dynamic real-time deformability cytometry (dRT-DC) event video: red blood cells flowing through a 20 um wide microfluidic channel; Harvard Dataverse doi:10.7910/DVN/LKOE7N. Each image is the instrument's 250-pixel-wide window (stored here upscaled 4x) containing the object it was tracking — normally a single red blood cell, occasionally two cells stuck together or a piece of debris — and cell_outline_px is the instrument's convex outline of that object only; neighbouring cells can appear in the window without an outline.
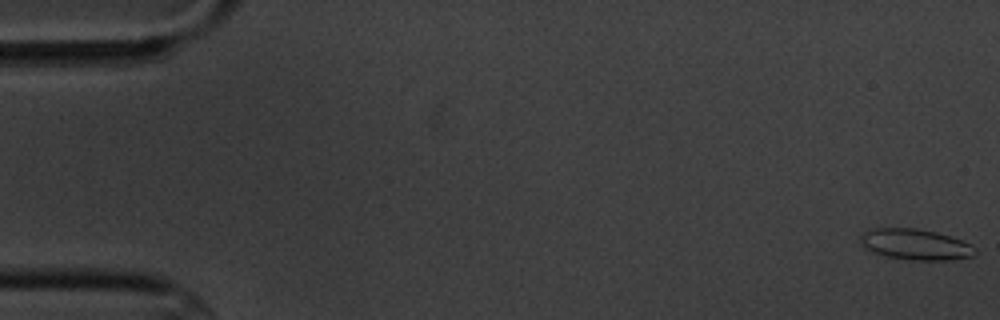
{"species": "common noctule bat (a hibernating species)", "species_latin": "Nyctalus noctula", "temperature_condition": "cold", "stored_images_in_passage": 5, "camera_frame_rate_fps": 3000, "um_per_image_px": 0.085, "animal": {"sex": "male", "body_mass_g": 20.1, "forearm_length_mm": 53.5}, "frame": {"image": 1, "passage_image": 1, "time_ms": 0.0, "image_size_px": [1000, 320], "cell_outline_px": [[976, 252], [972, 256], [952, 260], [912, 260], [888, 256], [868, 252], [860, 244], [860, 236], [864, 232], [876, 228], [916, 228], [936, 232], [972, 244]], "centroid_in_image_um": [77.77, 20.78], "position_along_channel_um": 7.2, "area_um2": 20.63}}
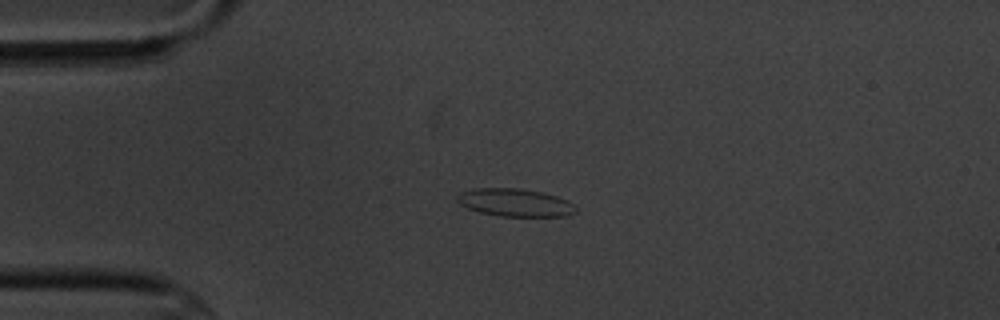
{"frame": {"image": 2, "passage_image": 4, "time_ms": 4.333, "image_size_px": [1000, 320], "cell_outline_px": [[576, 212], [568, 216], [500, 216], [480, 212], [468, 208], [460, 204], [456, 200], [456, 196], [460, 192], [476, 188], [520, 188], [544, 192], [568, 200], [576, 208]], "centroid_in_image_um": [43.78, 17.21], "position_along_channel_um": 41.2, "area_um2": 19.31}}
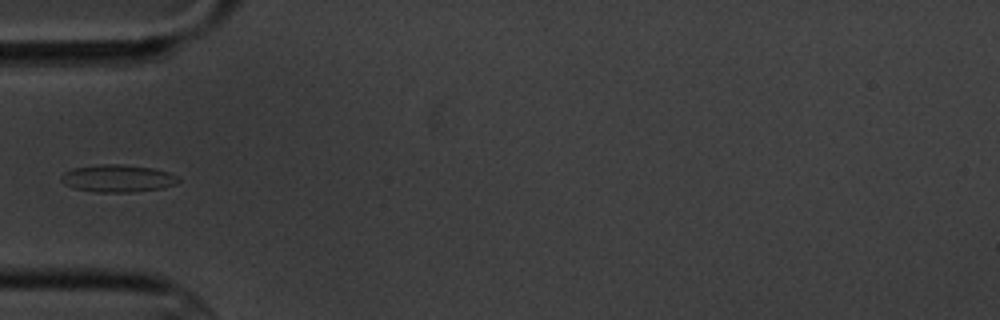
{"frame": {"image": 3, "passage_image": 5, "time_ms": 6.0, "image_size_px": [1000, 320], "cell_outline_px": [[180, 180], [176, 184], [164, 188], [136, 192], [96, 192], [72, 188], [64, 184], [60, 180], [60, 176], [64, 172], [72, 168], [100, 164], [120, 164], [152, 168], [168, 172], [176, 176]], "centroid_in_image_um": [9.98, 15.17], "position_along_channel_um": 75.0, "area_um2": 18.9}}